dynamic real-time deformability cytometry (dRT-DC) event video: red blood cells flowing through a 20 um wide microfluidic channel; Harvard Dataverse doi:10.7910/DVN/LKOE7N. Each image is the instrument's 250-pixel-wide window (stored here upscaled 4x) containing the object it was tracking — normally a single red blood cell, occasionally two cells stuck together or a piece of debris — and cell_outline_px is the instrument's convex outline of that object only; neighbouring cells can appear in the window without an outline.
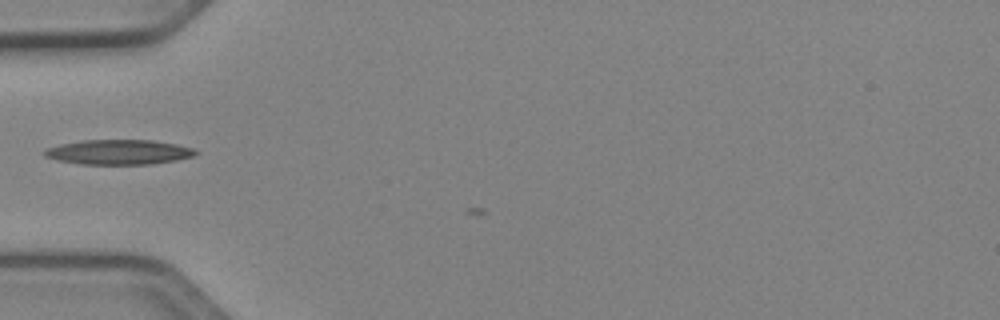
{"species": "Egyptian fruit bat (a non-hibernating species)", "species_latin": "Rousettus aegyptiacus", "temperature_condition": "cold", "stored_images_in_passage": 3, "camera_frame_rate_fps": 3000, "um_per_image_px": 0.085, "animal": {"sex": "female"}, "frame": {"image": 1, "passage_image": 1, "time_ms": 0.0, "image_size_px": [1000, 320], "cell_outline_px": [[200, 152], [192, 156], [176, 160], [148, 164], [80, 164], [56, 160], [44, 156], [44, 148], [60, 144], [84, 140], [152, 140], [176, 144], [192, 148]], "centroid_in_image_um": [10.05, 12.92], "position_along_channel_um": 74.9, "area_um2": 21.85}}